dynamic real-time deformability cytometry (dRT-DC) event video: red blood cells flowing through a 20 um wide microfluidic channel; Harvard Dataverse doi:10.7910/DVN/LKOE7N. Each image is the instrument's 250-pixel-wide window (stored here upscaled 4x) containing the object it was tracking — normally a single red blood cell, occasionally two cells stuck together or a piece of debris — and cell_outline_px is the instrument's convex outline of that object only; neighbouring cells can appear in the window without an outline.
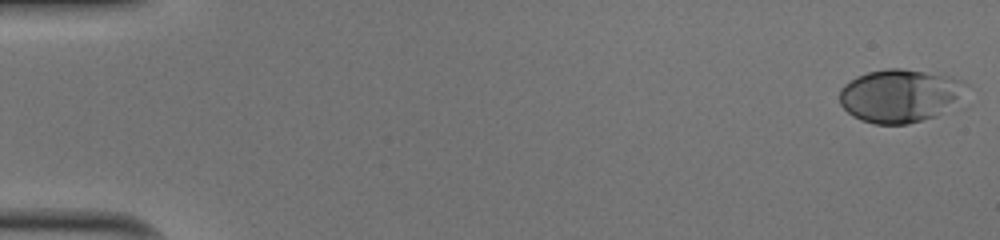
{"species": "human", "species_latin": "Homo sapiens", "temperature_condition": "cold", "stored_images_in_passage": 51, "camera_frame_rate_fps": 3000, "um_per_image_px": 0.085, "donor": {"sex": "male"}, "frame": {"image": 1, "passage_image": 1, "time_ms": 0.0, "image_size_px": [1000, 240], "cell_outline_px": [[968, 108], [908, 124], [876, 124], [860, 120], [852, 116], [840, 104], [840, 88], [844, 84], [856, 76], [868, 72], [888, 68], [900, 68], [952, 76], [964, 80], [968, 84]], "centroid_in_image_um": [76.73, 8.16], "position_along_channel_um": 8.3, "area_um2": 41.38}}
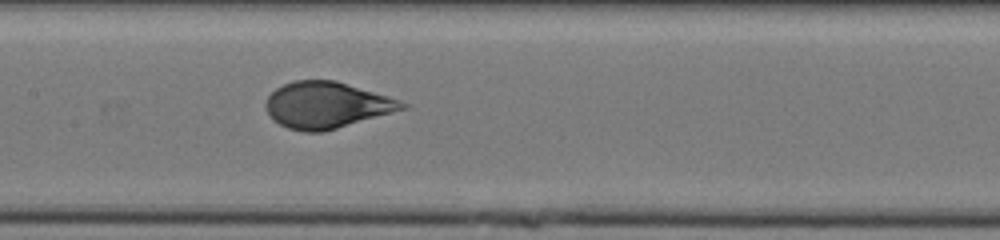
{"frame": {"image": 2, "passage_image": 26, "time_ms": 8.333, "image_size_px": [1000, 240], "cell_outline_px": [[412, 104], [408, 108], [324, 132], [304, 132], [288, 128], [280, 124], [268, 112], [264, 104], [268, 96], [276, 88], [292, 80], [336, 80], [388, 96]], "centroid_in_image_um": [27.8, 8.93], "position_along_channel_um": 179.6, "area_um2": 36.88}}
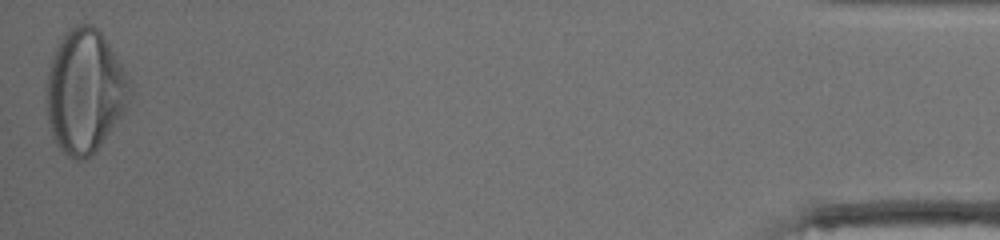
{"frame": {"image": 3, "passage_image": 51, "time_ms": 16.667, "image_size_px": [1000, 240], "cell_outline_px": [[132, 96], [124, 112], [96, 152], [84, 160], [76, 160], [68, 156], [56, 144], [52, 136], [48, 120], [48, 72], [52, 56], [64, 32], [68, 28], [76, 24], [92, 24], [104, 36], [124, 68], [132, 88]], "centroid_in_image_um": [7.24, 7.76], "position_along_channel_um": 428.0, "area_um2": 59.94}, "authors_computed_cell_mechanics": {"area_um2": 37.57, "velocity_mm_per_s": 4.0186, "shape_relaxation_time_tau1_ms": 4.1549, "shape_relaxation_time_tau2_ms": null, "deformation_change_tau1": 0.1862, "deformation_change_tau2": null}}